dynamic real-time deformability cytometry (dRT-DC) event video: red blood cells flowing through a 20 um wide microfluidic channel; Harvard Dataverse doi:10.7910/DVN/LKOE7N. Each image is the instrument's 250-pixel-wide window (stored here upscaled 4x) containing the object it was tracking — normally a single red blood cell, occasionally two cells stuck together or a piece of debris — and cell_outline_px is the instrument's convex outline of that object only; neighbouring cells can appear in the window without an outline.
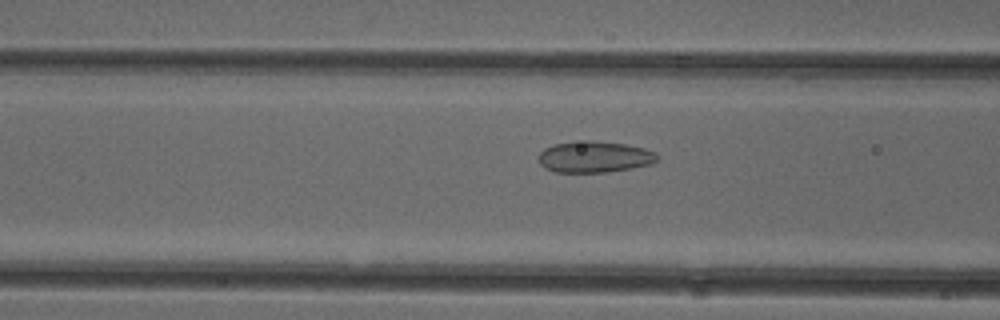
{"species": "common noctule bat (a hibernating species)", "species_latin": "Nyctalus noctula", "temperature_condition": "cold", "stored_images_in_passage": 51, "camera_frame_rate_fps": 3000, "um_per_image_px": 0.085, "animal": {"sex": "female"}, "frame": {"image": 1, "passage_image": 20, "time_ms": 6.333, "image_size_px": [1000, 320], "cell_outline_px": [[660, 156], [652, 164], [632, 168], [608, 172], [556, 172], [544, 168], [540, 164], [540, 152], [544, 148], [556, 144], [588, 140], [592, 140], [624, 144], [644, 148], [656, 152]], "centroid_in_image_um": [50.56, 13.34], "position_along_channel_um": 116.0, "area_um2": 21.62}}
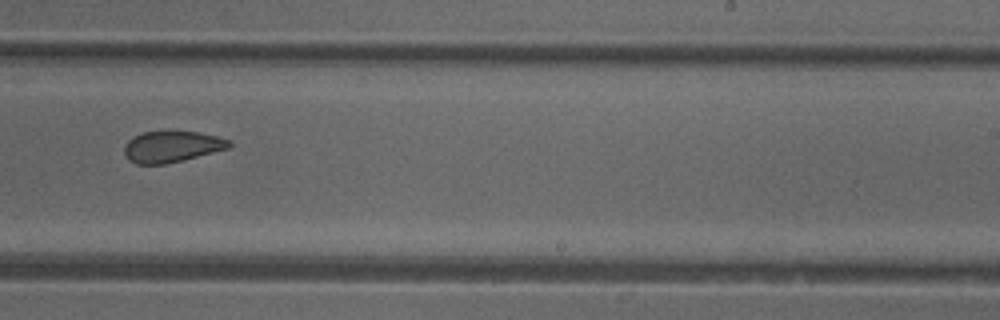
{"frame": {"image": 2, "passage_image": 32, "time_ms": 10.333, "image_size_px": [1000, 320], "cell_outline_px": [[232, 144], [228, 148], [184, 160], [164, 164], [136, 164], [128, 160], [124, 152], [124, 144], [128, 140], [144, 132], [200, 132], [232, 140]], "centroid_in_image_um": [14.61, 12.47], "position_along_channel_um": 274.4, "area_um2": 18.96}}
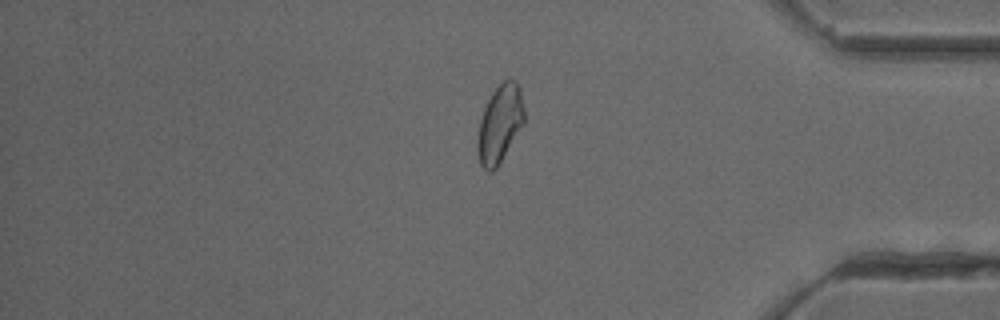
{"frame": {"image": 3, "passage_image": 43, "time_ms": 14.0, "image_size_px": [1000, 320], "cell_outline_px": [[524, 124], [496, 168], [492, 172], [488, 172], [480, 164], [476, 148], [476, 140], [480, 120], [484, 108], [492, 92], [504, 80], [516, 80], [520, 88], [524, 108]], "centroid_in_image_um": [42.48, 10.54], "position_along_channel_um": 392.7, "area_um2": 21.15}, "authors_computed_cell_mechanics": {"area_um2": 21.5594, "velocity_mm_per_s": 3.9638, "shape_relaxation_time_tau1_ms": null, "shape_relaxation_time_tau2_ms": 2.2063, "deformation_change_tau1": null, "deformation_change_tau2": 0.0798}}